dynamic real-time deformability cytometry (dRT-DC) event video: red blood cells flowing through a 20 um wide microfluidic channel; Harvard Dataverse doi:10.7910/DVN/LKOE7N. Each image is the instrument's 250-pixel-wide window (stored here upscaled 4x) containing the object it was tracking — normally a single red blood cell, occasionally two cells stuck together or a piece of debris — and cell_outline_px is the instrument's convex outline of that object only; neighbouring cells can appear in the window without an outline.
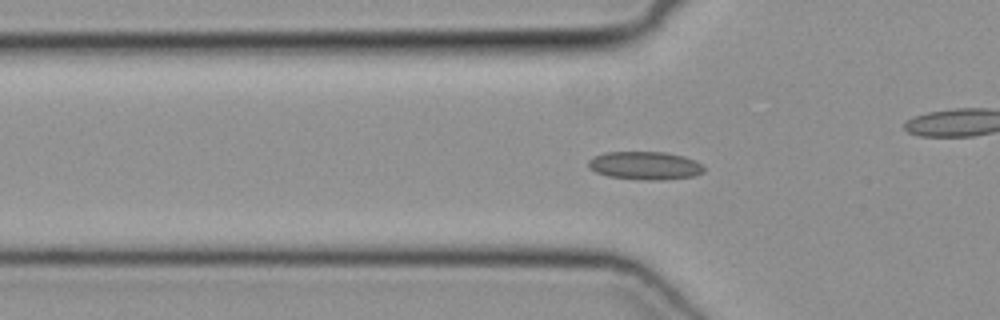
{"species": "common noctule bat (a hibernating species)", "species_latin": "Nyctalus noctula", "temperature_condition": "cold", "stored_images_in_passage": 52, "camera_frame_rate_fps": 3000, "um_per_image_px": 0.085, "animal": {"sex": "female", "body_mass_g": 19.3, "forearm_length_mm": 54.1}, "frame": {"image": 1, "passage_image": 18, "time_ms": 5.667, "image_size_px": [1000, 320], "cell_outline_px": [[704, 172], [696, 176], [664, 180], [636, 180], [608, 176], [596, 172], [588, 168], [588, 160], [592, 156], [604, 152], [664, 152], [684, 156], [696, 160], [704, 164]], "centroid_in_image_um": [54.84, 14.08], "position_along_channel_um": 71.0, "area_um2": 19.42}}
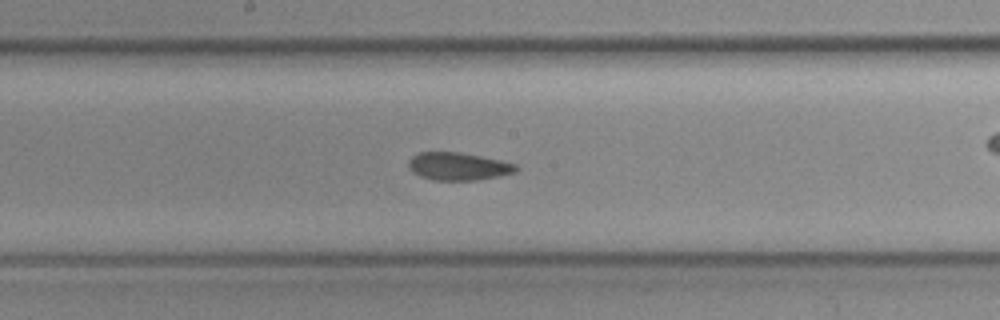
{"frame": {"image": 2, "passage_image": 28, "time_ms": 9.0, "image_size_px": [1000, 320], "cell_outline_px": [[520, 168], [516, 172], [500, 176], [480, 180], [432, 180], [420, 176], [412, 172], [408, 168], [408, 160], [412, 156], [420, 152], [460, 152], [500, 160], [516, 164]], "centroid_in_image_um": [38.95, 14.15], "position_along_channel_um": 209.2, "area_um2": 17.57}}
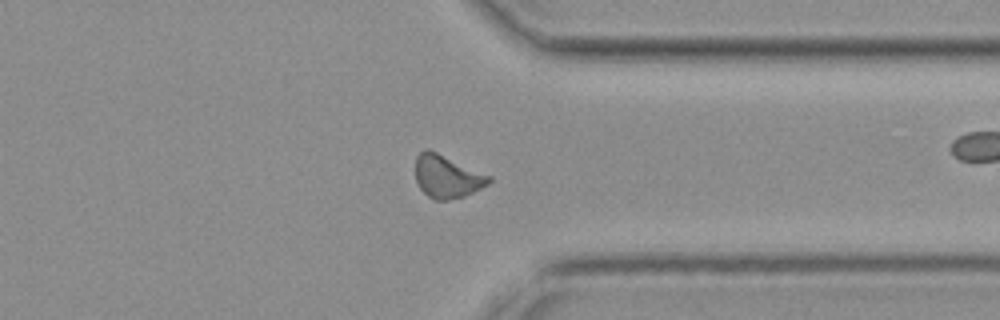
{"frame": {"image": 3, "passage_image": 40, "time_ms": 13.0, "image_size_px": [1000, 320], "cell_outline_px": [[492, 180], [488, 184], [464, 196], [448, 200], [432, 200], [416, 184], [416, 156], [420, 152], [428, 148], [492, 176]], "centroid_in_image_um": [37.99, 15.0], "position_along_channel_um": 373.4, "area_um2": 18.38}}